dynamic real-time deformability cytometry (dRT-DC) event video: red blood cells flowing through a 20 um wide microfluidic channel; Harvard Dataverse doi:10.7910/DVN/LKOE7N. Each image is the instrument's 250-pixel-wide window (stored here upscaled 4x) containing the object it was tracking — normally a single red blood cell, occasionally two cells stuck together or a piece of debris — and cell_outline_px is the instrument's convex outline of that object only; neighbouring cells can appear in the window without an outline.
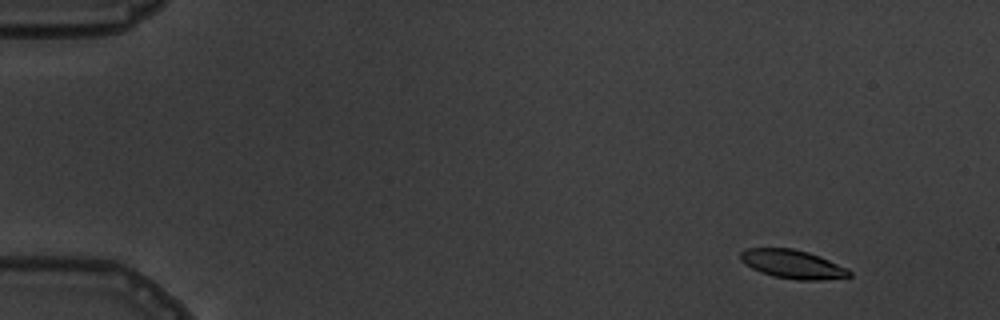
{"species": "common noctule bat (a hibernating species)", "species_latin": "Nyctalus noctula", "temperature_condition": "warm", "stored_images_in_passage": 5, "camera_frame_rate_fps": 3000, "um_per_image_px": 0.085, "animal": {"sex": "male", "body_mass_g": 19.5, "forearm_length_mm": 54.6}, "frame": {"image": 1, "passage_image": 1, "time_ms": 0.0, "image_size_px": [1000, 320], "cell_outline_px": [[852, 276], [820, 280], [796, 280], [772, 276], [760, 272], [744, 264], [740, 260], [740, 252], [744, 248], [792, 248], [808, 252], [820, 256], [848, 268], [852, 272]], "centroid_in_image_um": [67.36, 22.45], "position_along_channel_um": 17.6, "area_um2": 18.38}}
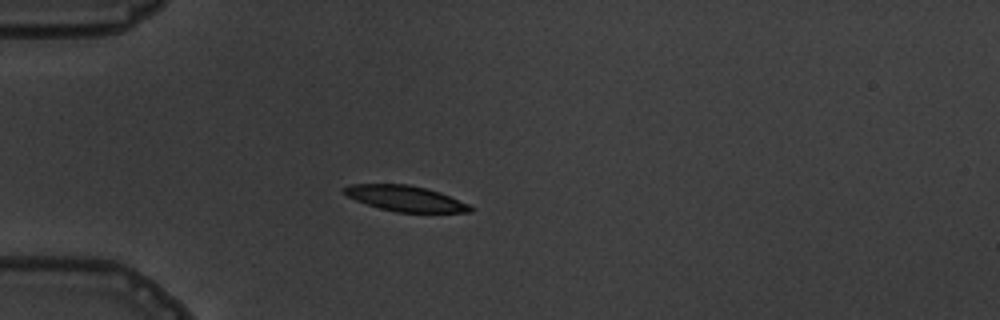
{"frame": {"image": 2, "passage_image": 4, "time_ms": 3.667, "image_size_px": [1000, 320], "cell_outline_px": [[472, 212], [396, 212], [380, 208], [356, 200], [348, 196], [340, 188], [352, 184], [408, 184], [440, 192], [468, 204], [472, 208]], "centroid_in_image_um": [34.43, 16.86], "position_along_channel_um": 50.6, "area_um2": 18.55}}